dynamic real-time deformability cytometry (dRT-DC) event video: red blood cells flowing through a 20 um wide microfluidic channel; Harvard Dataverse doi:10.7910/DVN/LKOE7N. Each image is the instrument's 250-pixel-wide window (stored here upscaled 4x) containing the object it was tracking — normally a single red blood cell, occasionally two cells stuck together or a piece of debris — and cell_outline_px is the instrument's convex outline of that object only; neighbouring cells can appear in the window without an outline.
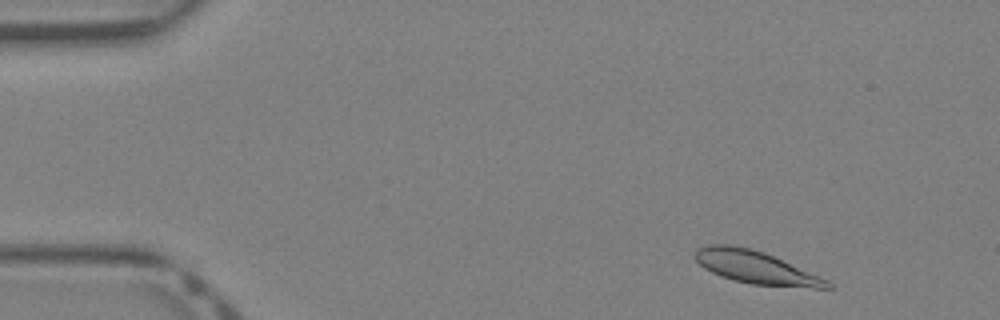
{"species": "Egyptian fruit bat (a non-hibernating species)", "species_latin": "Rousettus aegyptiacus", "temperature_condition": "warm", "stored_images_in_passage": 40, "camera_frame_rate_fps": 3000, "um_per_image_px": 0.085, "animal": {"sex": "female"}, "frame": {"image": 1, "passage_image": 3, "time_ms": 0.667, "image_size_px": [1000, 320], "cell_outline_px": [[836, 288], [812, 288], [752, 284], [720, 276], [704, 268], [692, 256], [696, 248], [708, 244], [728, 244], [748, 248], [764, 252], [820, 276], [828, 280]], "centroid_in_image_um": [64.23, 22.72], "position_along_channel_um": 20.8, "area_um2": 25.2}}
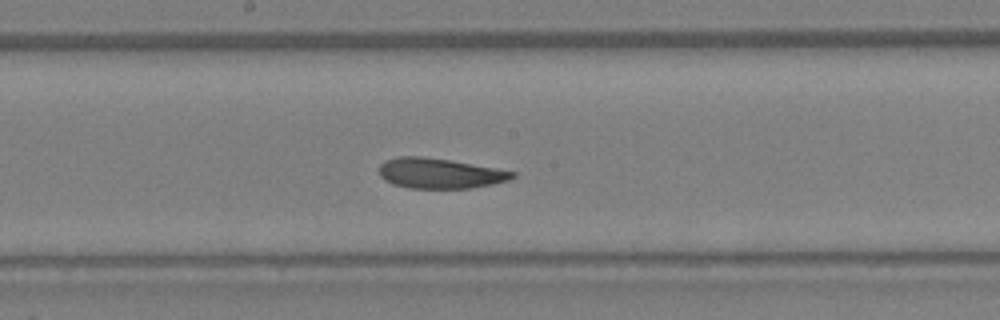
{"frame": {"image": 2, "passage_image": 20, "time_ms": 6.333, "image_size_px": [1000, 320], "cell_outline_px": [[516, 176], [508, 180], [492, 184], [472, 188], [412, 188], [392, 184], [384, 180], [380, 176], [380, 164], [384, 160], [396, 156], [424, 156], [452, 160], [496, 168], [516, 172]], "centroid_in_image_um": [37.36, 14.72], "position_along_channel_um": 210.8, "area_um2": 23.64}}
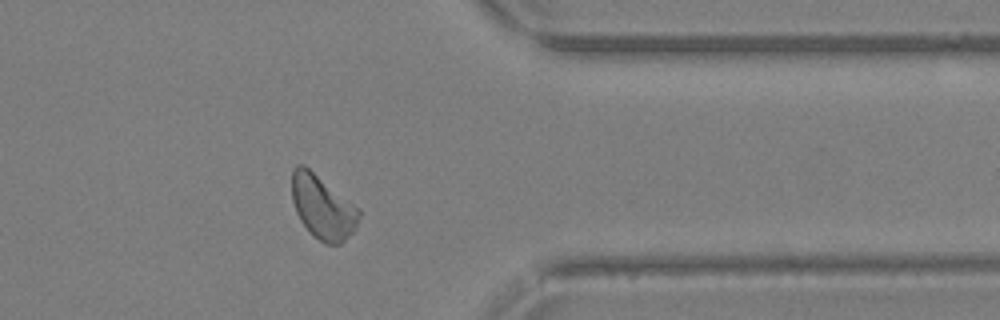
{"frame": {"image": 3, "passage_image": 31, "time_ms": 10.0, "image_size_px": [1000, 320], "cell_outline_px": [[360, 216], [356, 228], [340, 244], [324, 244], [300, 220], [296, 212], [292, 200], [292, 168], [296, 164], [304, 164], [360, 208]], "centroid_in_image_um": [27.43, 17.57], "position_along_channel_um": 384.0, "area_um2": 24.8}}